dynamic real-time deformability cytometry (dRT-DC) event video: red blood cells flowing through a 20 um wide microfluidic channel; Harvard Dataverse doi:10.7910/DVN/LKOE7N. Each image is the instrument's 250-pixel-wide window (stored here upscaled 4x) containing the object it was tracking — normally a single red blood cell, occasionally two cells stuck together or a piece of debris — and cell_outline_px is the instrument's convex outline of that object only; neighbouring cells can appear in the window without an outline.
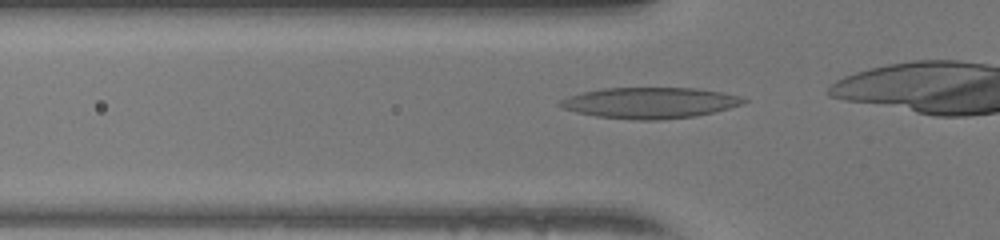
{"species": "human", "species_latin": "Homo sapiens", "temperature_condition": "warm", "stored_images_in_passage": 26, "camera_frame_rate_fps": 3000, "um_per_image_px": 0.085, "donor": {"sex": "female"}, "frame": {"image": 1, "passage_image": 2, "time_ms": 0.333, "image_size_px": [1000, 240], "cell_outline_px": [[748, 100], [740, 104], [728, 108], [696, 116], [656, 120], [640, 120], [596, 116], [576, 112], [564, 108], [556, 104], [560, 100], [568, 96], [584, 92], [604, 88], [696, 88], [724, 92], [740, 96]], "centroid_in_image_um": [55.23, 8.73], "position_along_channel_um": 70.6, "area_um2": 32.89}}
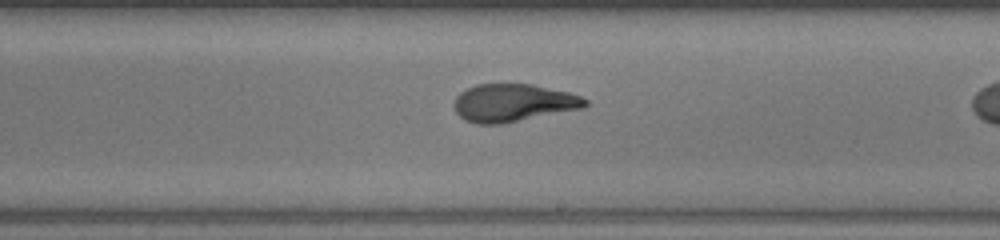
{"frame": {"image": 2, "passage_image": 15, "time_ms": 4.667, "image_size_px": [1000, 240], "cell_outline_px": [[588, 104], [584, 108], [500, 124], [476, 124], [464, 120], [456, 112], [452, 104], [456, 96], [460, 92], [476, 84], [532, 84], [568, 92], [580, 96], [588, 100]], "centroid_in_image_um": [43.6, 8.74], "position_along_channel_um": 245.4, "area_um2": 28.9}}
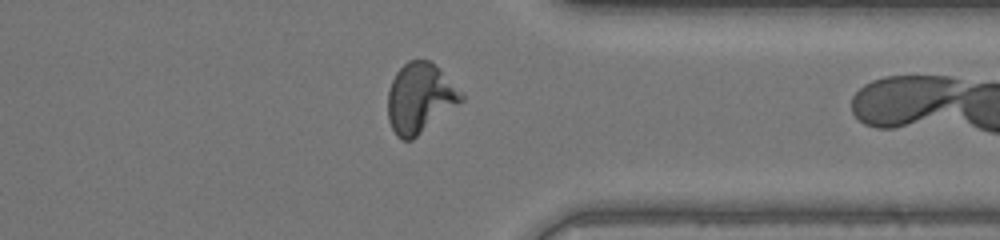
{"frame": {"image": 3, "passage_image": 25, "time_ms": 8.0, "image_size_px": [1000, 240], "cell_outline_px": [[464, 100], [412, 140], [404, 140], [396, 136], [388, 120], [388, 92], [392, 80], [396, 72], [408, 60], [428, 60], [440, 68], [464, 96]], "centroid_in_image_um": [35.68, 8.34], "position_along_channel_um": 375.7, "area_um2": 29.71}}